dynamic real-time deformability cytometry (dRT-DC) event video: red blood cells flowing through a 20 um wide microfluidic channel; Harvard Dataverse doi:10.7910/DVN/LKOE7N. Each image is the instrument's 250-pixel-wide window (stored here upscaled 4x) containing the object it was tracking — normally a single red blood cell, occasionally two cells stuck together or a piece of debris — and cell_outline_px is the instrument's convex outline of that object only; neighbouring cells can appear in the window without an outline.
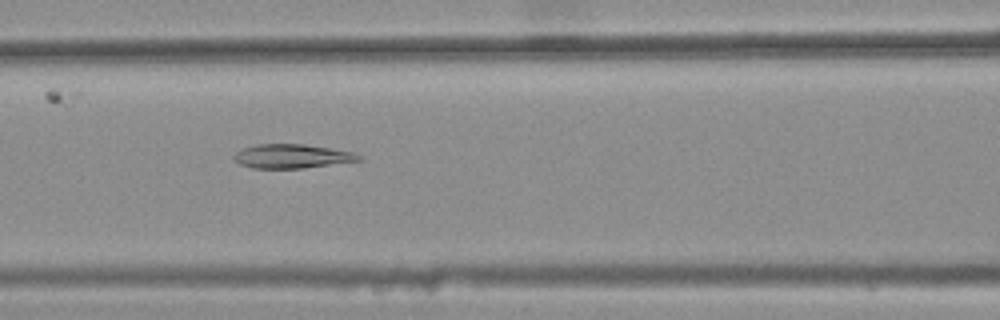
{"species": "common noctule bat (a hibernating species)", "species_latin": "Nyctalus noctula", "temperature_condition": "warm", "stored_images_in_passage": 31, "camera_frame_rate_fps": 3000, "um_per_image_px": 0.085, "animal": {"sex": "female", "body_mass_g": 25.1}, "frame": {"image": 1, "passage_image": 6, "time_ms": 1.667, "image_size_px": [1000, 320], "cell_outline_px": [[364, 160], [304, 168], [252, 168], [240, 164], [232, 156], [236, 152], [244, 148], [256, 144], [304, 144], [352, 152], [360, 156]], "centroid_in_image_um": [24.81, 13.28], "position_along_channel_um": 141.8, "area_um2": 17.34}}
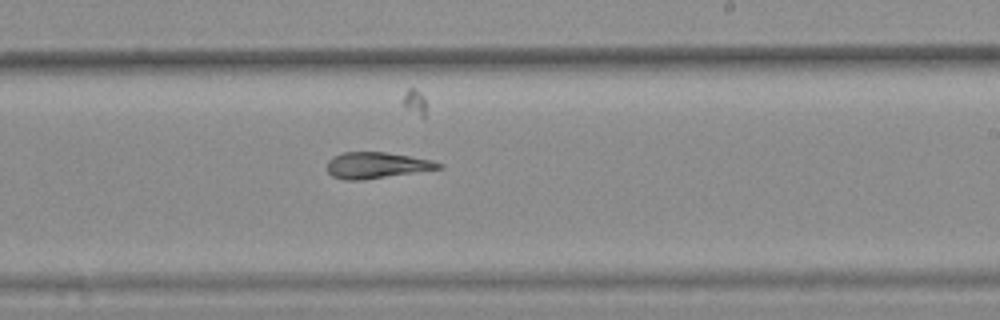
{"frame": {"image": 2, "passage_image": 15, "time_ms": 4.667, "image_size_px": [1000, 320], "cell_outline_px": [[444, 168], [360, 180], [344, 180], [332, 176], [328, 172], [328, 160], [332, 156], [344, 152], [384, 152], [432, 160], [444, 164]], "centroid_in_image_um": [32.01, 14.04], "position_along_channel_um": 257.0, "area_um2": 16.88}}
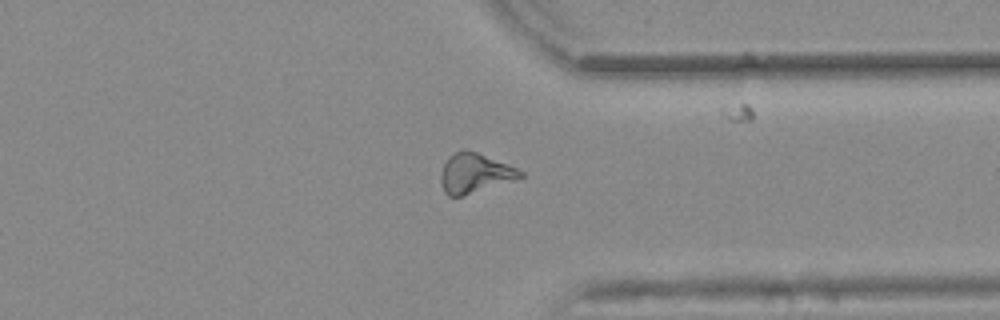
{"frame": {"image": 3, "passage_image": 24, "time_ms": 7.667, "image_size_px": [1000, 320], "cell_outline_px": [[524, 176], [464, 196], [448, 196], [444, 192], [440, 180], [440, 172], [448, 156], [464, 148], [476, 152], [508, 164], [524, 172]], "centroid_in_image_um": [40.31, 14.72], "position_along_channel_um": 371.1, "area_um2": 18.26}}